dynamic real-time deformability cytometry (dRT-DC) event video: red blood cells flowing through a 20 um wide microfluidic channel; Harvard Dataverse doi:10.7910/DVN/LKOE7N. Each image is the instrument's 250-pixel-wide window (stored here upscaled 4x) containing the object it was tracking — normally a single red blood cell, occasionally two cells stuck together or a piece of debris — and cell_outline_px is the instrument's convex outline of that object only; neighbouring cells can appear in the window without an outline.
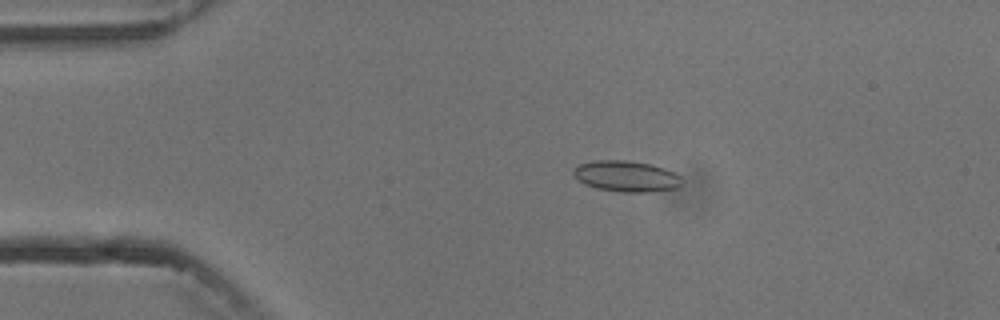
{"species": "common noctule bat (a hibernating species)", "species_latin": "Nyctalus noctula", "temperature_condition": "cold", "stored_images_in_passage": 5, "camera_frame_rate_fps": 3000, "um_per_image_px": 0.085, "animal": {"sex": "male", "body_mass_g": 13.3}, "frame": {"image": 1, "passage_image": 2, "time_ms": 1.333, "image_size_px": [1000, 320], "cell_outline_px": [[684, 184], [680, 188], [648, 192], [620, 192], [596, 188], [584, 184], [572, 172], [572, 168], [580, 164], [596, 160], [628, 160], [652, 164], [676, 172], [684, 180]], "centroid_in_image_um": [53.31, 14.98], "position_along_channel_um": 31.7, "area_um2": 19.94}}
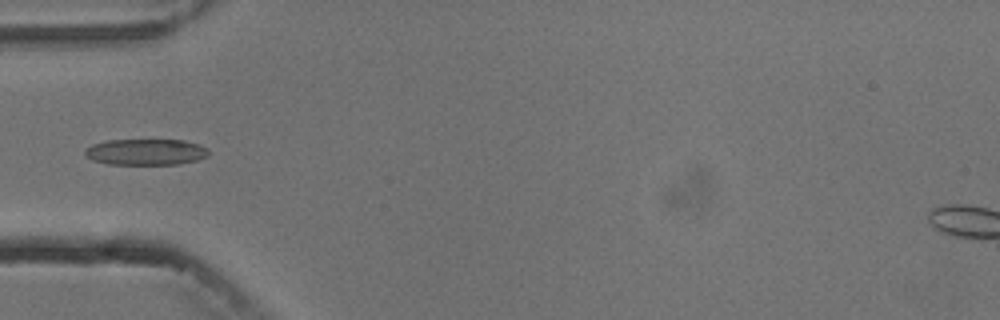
{"frame": {"image": 2, "passage_image": 4, "time_ms": 3.667, "image_size_px": [1000, 320], "cell_outline_px": [[208, 156], [196, 160], [180, 164], [108, 164], [92, 160], [84, 152], [84, 148], [92, 144], [108, 140], [184, 140], [200, 144], [208, 148]], "centroid_in_image_um": [12.4, 12.91], "position_along_channel_um": 72.6, "area_um2": 18.9}}
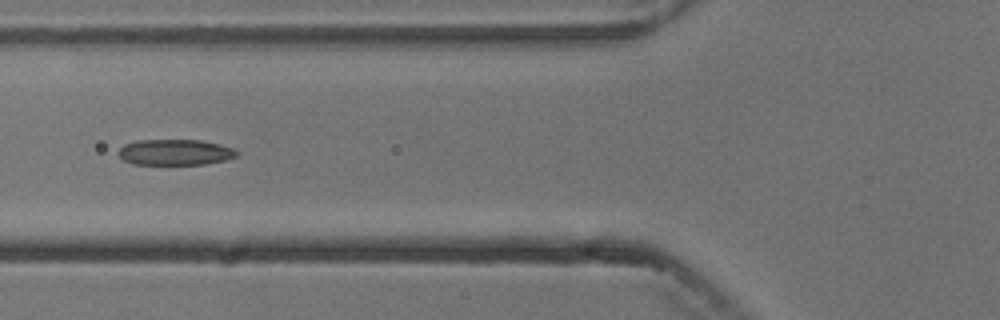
{"frame": {"image": 3, "passage_image": 5, "time_ms": 4.667, "image_size_px": [1000, 320], "cell_outline_px": [[240, 152], [236, 156], [224, 160], [204, 164], [132, 164], [124, 160], [116, 152], [124, 144], [136, 140], [200, 140], [220, 144], [232, 148]], "centroid_in_image_um": [14.86, 12.93], "position_along_channel_um": 110.9, "area_um2": 17.8}}